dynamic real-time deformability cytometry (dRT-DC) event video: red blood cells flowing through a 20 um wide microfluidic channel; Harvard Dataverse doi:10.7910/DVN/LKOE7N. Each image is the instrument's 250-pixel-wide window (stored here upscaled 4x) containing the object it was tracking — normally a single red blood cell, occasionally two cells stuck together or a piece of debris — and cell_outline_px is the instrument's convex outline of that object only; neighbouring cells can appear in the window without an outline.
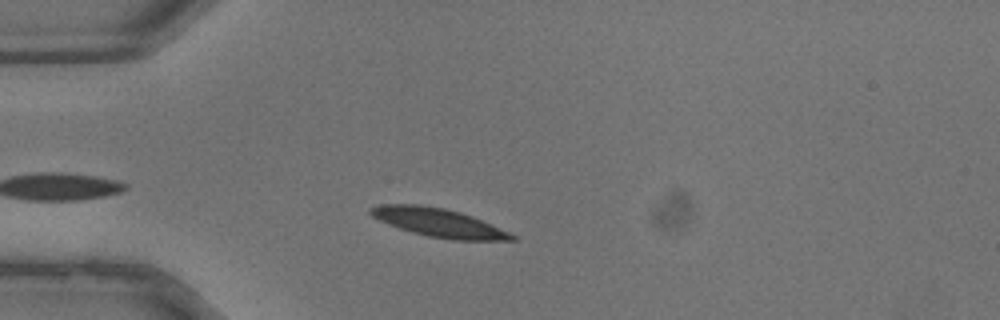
{"species": "common noctule bat (a hibernating species)", "species_latin": "Nyctalus noctula", "temperature_condition": "warm", "stored_images_in_passage": 25, "camera_frame_rate_fps": 3000, "um_per_image_px": 0.085, "animal": {"sex": "male", "body_mass_g": 13.3}, "frame": {"image": 1, "passage_image": 4, "time_ms": 1.0, "image_size_px": [1000, 320], "cell_outline_px": [[516, 240], [456, 240], [428, 236], [412, 232], [388, 224], [372, 216], [368, 212], [368, 208], [380, 204], [420, 204], [444, 208], [460, 212], [472, 216], [508, 232], [516, 236]], "centroid_in_image_um": [37.24, 18.91], "position_along_channel_um": 47.8, "area_um2": 23.24}}
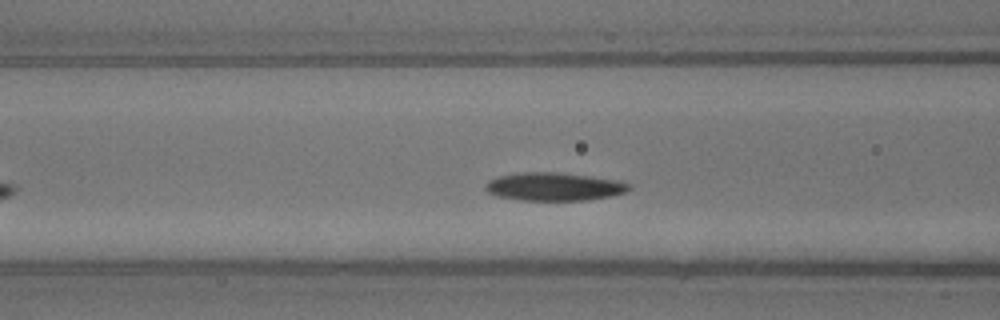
{"frame": {"image": 2, "passage_image": 9, "time_ms": 2.667, "image_size_px": [1000, 320], "cell_outline_px": [[632, 188], [624, 192], [608, 196], [588, 200], [520, 200], [500, 196], [488, 192], [484, 188], [484, 184], [488, 180], [496, 176], [520, 172], [556, 172], [592, 176], [620, 180], [628, 184]], "centroid_in_image_um": [47.07, 15.85], "position_along_channel_um": 119.5, "area_um2": 23.58}}
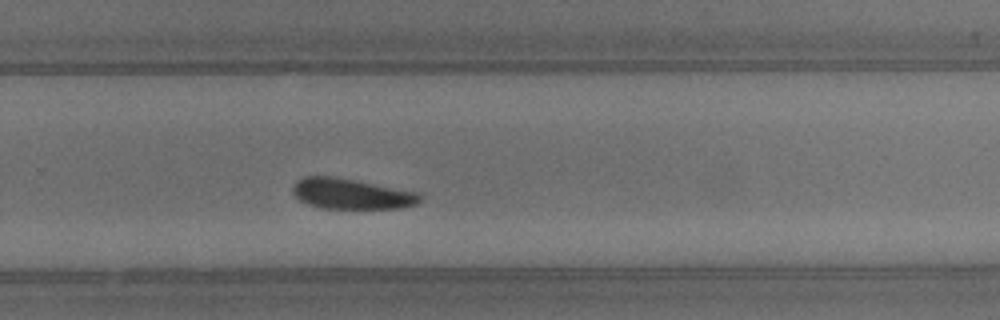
{"frame": {"image": 3, "passage_image": 19, "time_ms": 6.0, "image_size_px": [1000, 320], "cell_outline_px": [[420, 200], [416, 204], [404, 208], [324, 208], [308, 204], [300, 200], [292, 192], [292, 188], [296, 180], [304, 176], [332, 176], [416, 192], [420, 196]], "centroid_in_image_um": [29.81, 16.47], "position_along_channel_um": 300.0, "area_um2": 22.25}}